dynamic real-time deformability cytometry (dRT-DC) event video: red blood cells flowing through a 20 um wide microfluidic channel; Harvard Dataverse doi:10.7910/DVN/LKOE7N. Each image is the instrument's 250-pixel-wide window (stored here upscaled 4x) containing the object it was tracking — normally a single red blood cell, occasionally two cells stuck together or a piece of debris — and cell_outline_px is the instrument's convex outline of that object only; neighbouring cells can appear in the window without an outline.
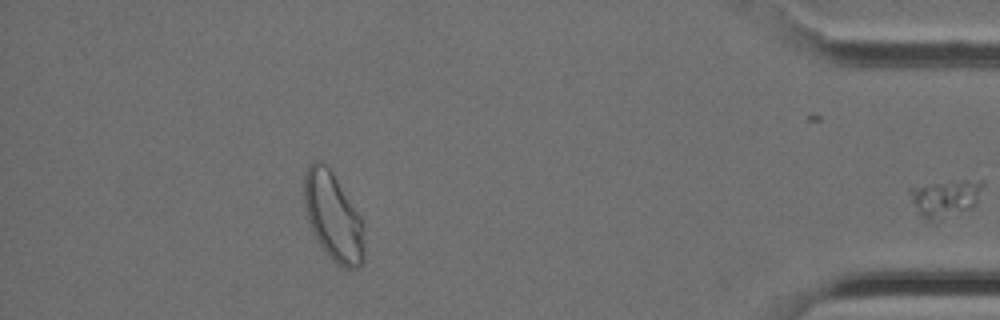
{"species": "Egyptian fruit bat (a non-hibernating species)", "species_latin": "Rousettus aegyptiacus", "temperature_condition": "cold", "stored_images_in_passage": 32, "segment_of_instrument_passage": [2, 2], "camera_frame_rate_fps": 3000, "um_per_image_px": 0.085, "animal": {"sex": "female"}, "frame": {"image": 1, "passage_image": 32, "time_ms": 10.333, "image_size_px": [1000, 320], "cell_outline_px": [[984, 184], [972, 208], [936, 224], [932, 224], [920, 212], [908, 188], [964, 180], [984, 180]], "centroid_in_image_um": [80.42, 16.9], "position_along_channel_um": 354.8, "area_um2": 15.43}}